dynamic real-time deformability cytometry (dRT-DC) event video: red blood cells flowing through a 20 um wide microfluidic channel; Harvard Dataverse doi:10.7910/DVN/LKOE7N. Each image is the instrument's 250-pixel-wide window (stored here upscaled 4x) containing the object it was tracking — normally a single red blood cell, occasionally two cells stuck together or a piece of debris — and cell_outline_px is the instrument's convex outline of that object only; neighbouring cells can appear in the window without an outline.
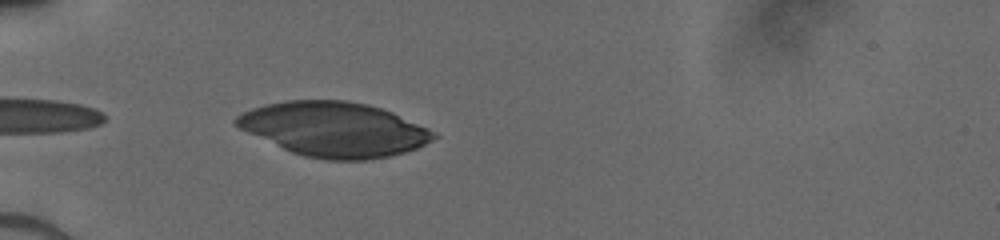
{"species": "human", "species_latin": "Homo sapiens", "temperature_condition": "cold", "stored_images_in_passage": 20, "camera_frame_rate_fps": 3000, "um_per_image_px": 0.085, "donor": {"sex": "male"}, "frame": {"image": 1, "passage_image": 1, "time_ms": 0.0, "image_size_px": [1000, 240], "cell_outline_px": [[440, 136], [416, 148], [404, 152], [388, 156], [364, 160], [328, 160], [304, 156], [292, 152], [248, 132], [232, 124], [232, 120], [236, 116], [252, 108], [268, 104], [288, 100], [348, 100], [368, 104], [392, 112], [428, 128], [436, 132]], "centroid_in_image_um": [28.41, 10.98], "position_along_channel_um": 56.6, "area_um2": 62.37}}
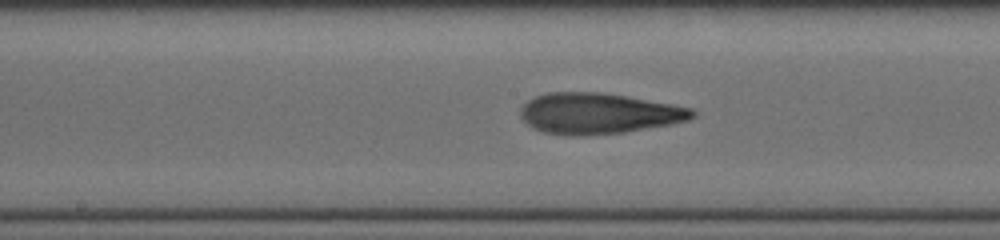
{"frame": {"image": 2, "passage_image": 9, "time_ms": 2.667, "image_size_px": [1000, 240], "cell_outline_px": [[696, 116], [688, 120], [672, 124], [624, 132], [576, 136], [544, 132], [532, 128], [520, 116], [520, 108], [528, 100], [536, 96], [548, 92], [604, 92], [628, 96], [672, 104], [692, 108], [696, 112]], "centroid_in_image_um": [50.88, 9.63], "position_along_channel_um": 197.3, "area_um2": 40.98}}
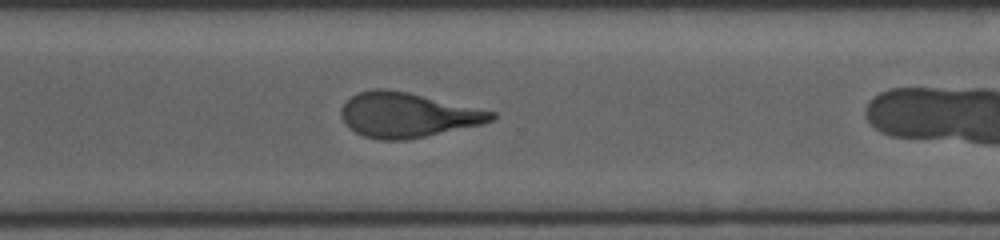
{"frame": {"image": 3, "passage_image": 19, "time_ms": 6.0, "image_size_px": [1000, 240], "cell_outline_px": [[496, 116], [492, 120], [480, 124], [424, 136], [404, 140], [380, 140], [364, 136], [356, 132], [344, 120], [340, 112], [344, 104], [352, 96], [360, 92], [372, 88], [388, 88], [408, 92], [496, 112]], "centroid_in_image_um": [34.62, 9.75], "position_along_channel_um": 336.0, "area_um2": 38.61}}